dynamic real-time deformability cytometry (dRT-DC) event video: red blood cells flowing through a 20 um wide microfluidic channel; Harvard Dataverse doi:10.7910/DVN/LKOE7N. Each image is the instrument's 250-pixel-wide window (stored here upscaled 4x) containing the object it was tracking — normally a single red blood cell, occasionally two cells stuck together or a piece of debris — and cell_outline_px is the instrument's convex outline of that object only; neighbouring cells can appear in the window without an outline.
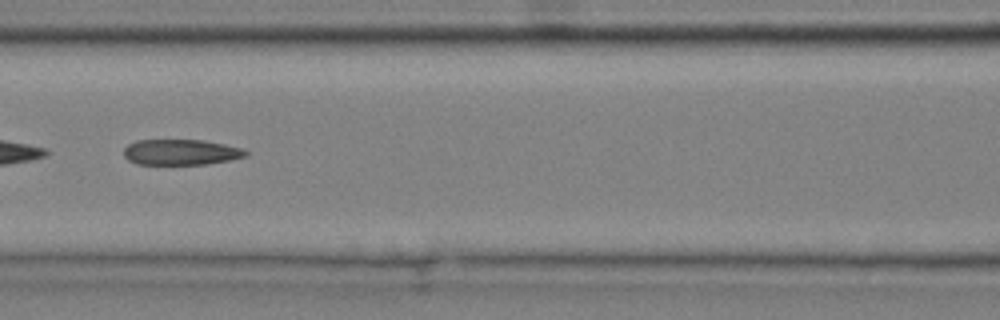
{"species": "common noctule bat (a hibernating species)", "species_latin": "Nyctalus noctula", "temperature_condition": "cold", "stored_images_in_passage": 8, "camera_frame_rate_fps": 3000, "um_per_image_px": 0.085, "animal": {"sex": "male", "body_mass_g": 20.4}, "frame": {"image": 1, "passage_image": 7, "time_ms": 2.0, "image_size_px": [1000, 320], "cell_outline_px": [[248, 156], [208, 164], [136, 164], [128, 160], [124, 156], [124, 148], [128, 144], [136, 140], [204, 140], [244, 148], [248, 152]], "centroid_in_image_um": [15.39, 12.93], "position_along_channel_um": 151.2, "area_um2": 18.32}}
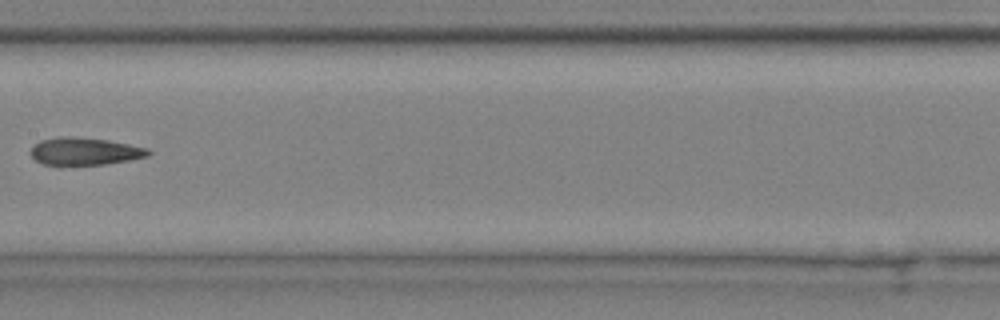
{"frame": {"image": 2, "passage_image": 8, "time_ms": 2.333, "image_size_px": [1000, 320], "cell_outline_px": [[152, 152], [148, 156], [128, 160], [104, 164], [44, 164], [36, 160], [32, 156], [32, 148], [40, 140], [60, 136], [72, 136], [108, 140], [148, 148]], "centroid_in_image_um": [7.23, 12.84], "position_along_channel_um": 200.2, "area_um2": 18.5}}